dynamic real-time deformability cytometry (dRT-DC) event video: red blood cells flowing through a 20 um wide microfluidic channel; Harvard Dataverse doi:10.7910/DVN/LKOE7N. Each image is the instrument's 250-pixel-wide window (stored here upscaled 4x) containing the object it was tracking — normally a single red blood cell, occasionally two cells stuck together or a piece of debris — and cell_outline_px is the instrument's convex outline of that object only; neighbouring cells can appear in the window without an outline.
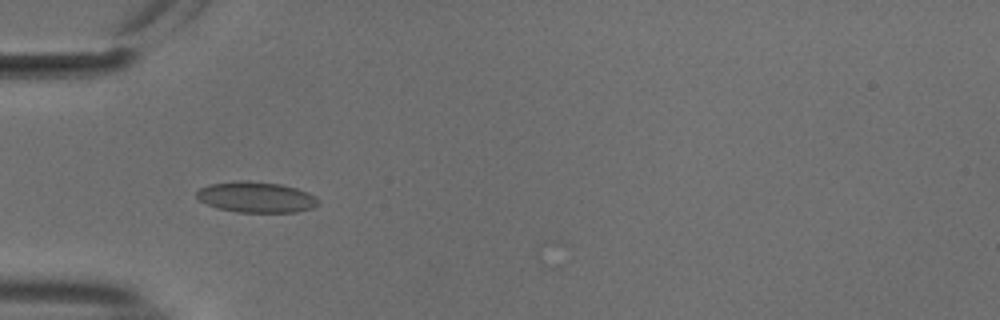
{"species": "common noctule bat (a hibernating species)", "species_latin": "Nyctalus noctula", "temperature_condition": "cold", "stored_images_in_passage": 17, "camera_frame_rate_fps": 3000, "um_per_image_px": 0.085, "animal": {"sex": "male", "body_mass_g": 18.8}, "frame": {"image": 1, "passage_image": 17, "time_ms": 5.333, "image_size_px": [1000, 320], "cell_outline_px": [[320, 204], [312, 208], [296, 212], [248, 216], [216, 208], [196, 200], [196, 192], [200, 188], [208, 184], [236, 180], [248, 180], [280, 184], [296, 188], [308, 192], [316, 196], [320, 200]], "centroid_in_image_um": [21.75, 16.81], "position_along_channel_um": 63.2, "area_um2": 23.24}}